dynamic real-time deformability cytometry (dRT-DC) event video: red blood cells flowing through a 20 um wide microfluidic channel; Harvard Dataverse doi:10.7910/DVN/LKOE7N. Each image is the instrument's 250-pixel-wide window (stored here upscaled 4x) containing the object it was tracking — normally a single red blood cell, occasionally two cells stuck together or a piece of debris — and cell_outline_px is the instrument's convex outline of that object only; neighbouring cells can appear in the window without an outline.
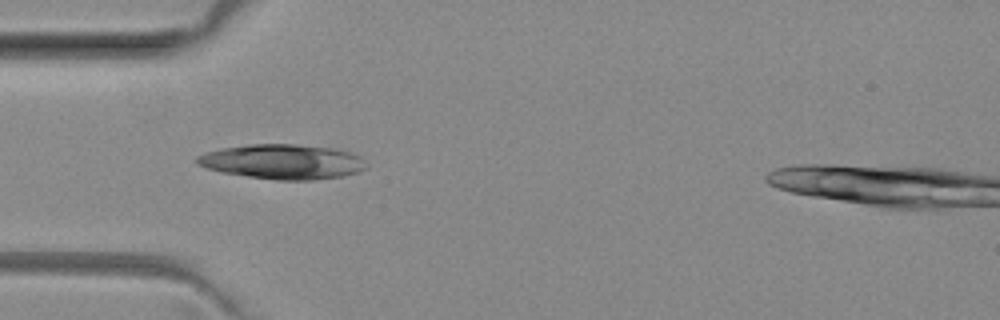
{"species": "common noctule bat (a hibernating species)", "species_latin": "Nyctalus noctula", "temperature_condition": "room temperature", "stored_images_in_passage": 4, "camera_frame_rate_fps": 3000, "um_per_image_px": 0.085, "animal": {"sex": "female", "body_mass_g": 29.2, "forearm_length_mm": 56.3}, "frame": {"image": 1, "passage_image": 3, "time_ms": 0.667, "image_size_px": [1000, 320], "cell_outline_px": [[364, 168], [356, 172], [340, 176], [312, 180], [276, 180], [248, 176], [224, 172], [208, 168], [196, 164], [196, 156], [204, 152], [220, 148], [248, 144], [296, 144], [336, 148], [360, 156]], "centroid_in_image_um": [23.95, 13.73], "position_along_channel_um": 61.0, "area_um2": 34.04}}
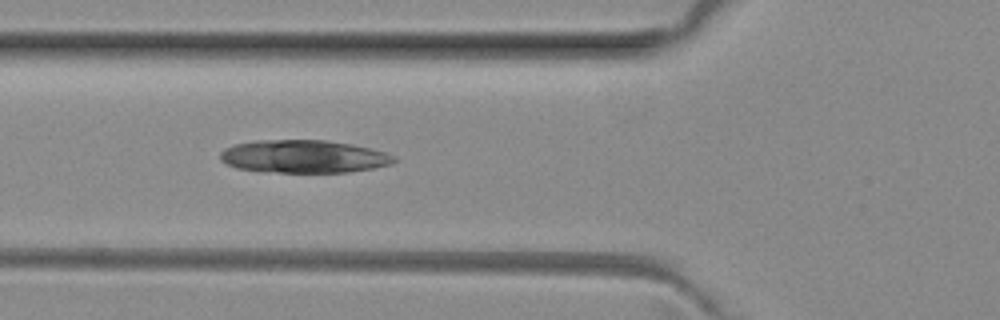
{"frame": {"image": 2, "passage_image": 4, "time_ms": 1.0, "image_size_px": [1000, 320], "cell_outline_px": [[396, 160], [392, 164], [372, 168], [348, 172], [276, 172], [236, 168], [220, 160], [220, 152], [224, 148], [236, 144], [256, 140], [324, 140], [352, 144], [384, 152], [396, 156]], "centroid_in_image_um": [25.81, 13.3], "position_along_channel_um": 100.0, "area_um2": 33.12}}